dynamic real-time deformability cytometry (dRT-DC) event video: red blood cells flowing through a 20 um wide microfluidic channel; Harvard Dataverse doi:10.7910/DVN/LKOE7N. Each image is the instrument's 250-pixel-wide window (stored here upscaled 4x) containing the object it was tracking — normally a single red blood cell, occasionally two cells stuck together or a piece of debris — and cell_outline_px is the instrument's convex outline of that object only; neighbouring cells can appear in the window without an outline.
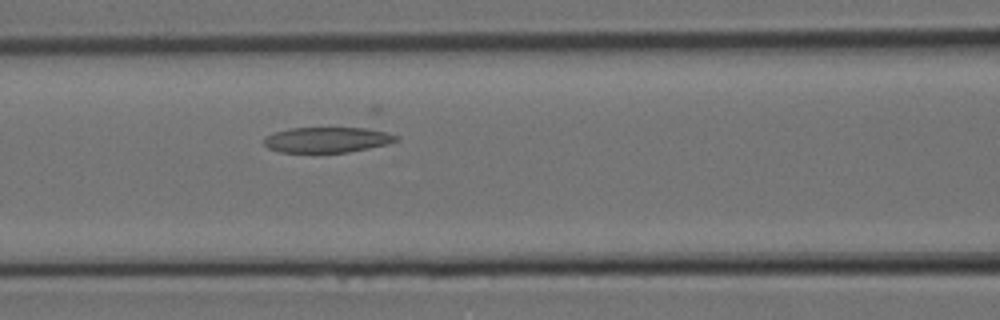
{"species": "Egyptian fruit bat (a non-hibernating species)", "species_latin": "Rousettus aegyptiacus", "temperature_condition": "room temperature", "stored_images_in_passage": 3, "camera_frame_rate_fps": 3000, "um_per_image_px": 0.085, "animal": {"sex": "female"}, "frame": {"image": 1, "passage_image": 3, "time_ms": 0.667, "image_size_px": [1000, 320], "cell_outline_px": [[400, 140], [388, 144], [348, 152], [280, 152], [268, 148], [260, 140], [264, 136], [288, 128], [376, 128], [400, 136]], "centroid_in_image_um": [27.84, 11.87], "position_along_channel_um": 138.8, "area_um2": 19.94}}